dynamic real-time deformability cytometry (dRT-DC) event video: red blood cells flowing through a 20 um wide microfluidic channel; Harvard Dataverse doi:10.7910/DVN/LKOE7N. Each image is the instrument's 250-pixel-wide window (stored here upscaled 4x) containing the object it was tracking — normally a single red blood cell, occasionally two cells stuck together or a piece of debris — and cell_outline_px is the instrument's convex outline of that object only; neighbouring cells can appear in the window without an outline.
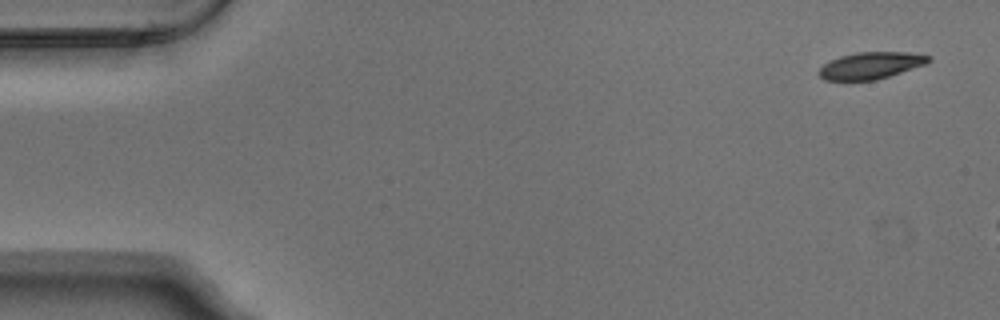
{"species": "Egyptian fruit bat (a non-hibernating species)", "species_latin": "Rousettus aegyptiacus", "temperature_condition": "warm", "stored_images_in_passage": 7, "camera_frame_rate_fps": 3000, "um_per_image_px": 0.085, "animal": {"sex": "male"}, "frame": {"image": 1, "passage_image": 1, "time_ms": 0.0, "image_size_px": [1000, 320], "cell_outline_px": [[932, 60], [924, 64], [876, 80], [824, 80], [816, 72], [824, 64], [840, 56], [856, 52], [908, 52], [932, 56]], "centroid_in_image_um": [74.0, 5.56], "position_along_channel_um": 11.0, "area_um2": 16.99}}